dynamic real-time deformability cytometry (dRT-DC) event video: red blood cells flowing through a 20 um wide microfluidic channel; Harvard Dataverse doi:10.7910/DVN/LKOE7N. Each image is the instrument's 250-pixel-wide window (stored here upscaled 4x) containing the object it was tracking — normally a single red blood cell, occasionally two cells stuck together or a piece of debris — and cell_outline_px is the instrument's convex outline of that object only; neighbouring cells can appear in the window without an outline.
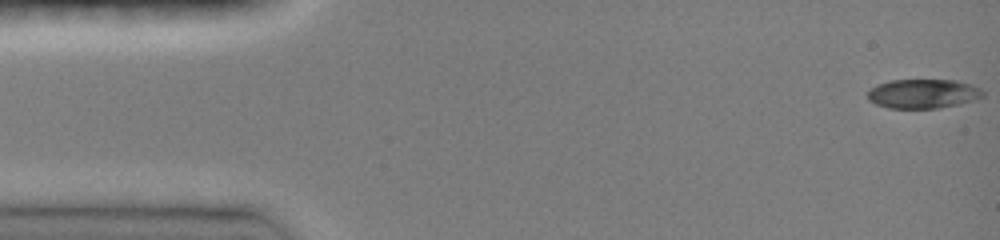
{"species": "common noctule bat (a hibernating species)", "species_latin": "Nyctalus noctula", "temperature_condition": "room temperature", "stored_images_in_passage": 46, "camera_frame_rate_fps": 3000, "um_per_image_px": 0.085, "animal": {"sex": "female", "body_mass_g": 19.0, "forearm_length_mm": 51.5}, "frame": {"image": 1, "passage_image": 1, "time_ms": 0.0, "image_size_px": [1000, 240], "cell_outline_px": [[984, 96], [976, 100], [960, 104], [940, 108], [888, 108], [876, 104], [868, 100], [868, 92], [876, 84], [888, 80], [956, 80], [972, 84], [980, 88], [984, 92]], "centroid_in_image_um": [78.49, 7.96], "position_along_channel_um": 6.5, "area_um2": 19.88}}
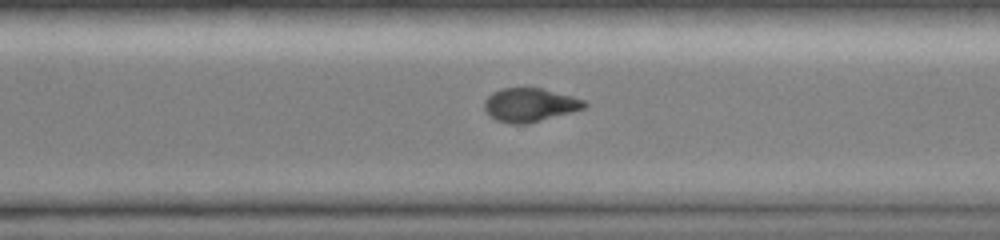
{"frame": {"image": 2, "passage_image": 33, "time_ms": 10.667, "image_size_px": [1000, 240], "cell_outline_px": [[588, 104], [584, 108], [528, 124], [512, 124], [496, 120], [484, 108], [484, 100], [492, 92], [500, 88], [540, 88], [572, 96], [584, 100]], "centroid_in_image_um": [45.01, 8.91], "position_along_channel_um": 325.6, "area_um2": 19.42}}
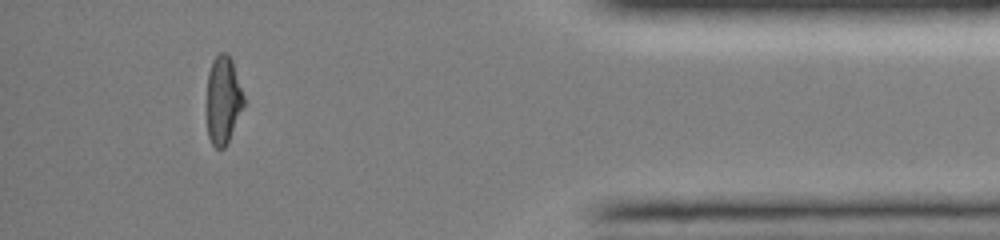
{"frame": {"image": 3, "passage_image": 42, "time_ms": 13.667, "image_size_px": [1000, 240], "cell_outline_px": [[244, 104], [228, 140], [224, 148], [216, 148], [212, 144], [208, 136], [208, 72], [212, 60], [220, 52], [224, 52], [232, 60], [244, 96]], "centroid_in_image_um": [18.97, 8.48], "position_along_channel_um": 416.2, "area_um2": 18.44}, "authors_computed_cell_mechanics": {"area_um2": 20.2011, "velocity_mm_per_s": 4.1548, "shape_relaxation_time_tau1_ms": 4.9498, "shape_relaxation_time_tau2_ms": 3.8807, "deformation_change_tau1": 0.2264, "deformation_change_tau2": 0.0806}}